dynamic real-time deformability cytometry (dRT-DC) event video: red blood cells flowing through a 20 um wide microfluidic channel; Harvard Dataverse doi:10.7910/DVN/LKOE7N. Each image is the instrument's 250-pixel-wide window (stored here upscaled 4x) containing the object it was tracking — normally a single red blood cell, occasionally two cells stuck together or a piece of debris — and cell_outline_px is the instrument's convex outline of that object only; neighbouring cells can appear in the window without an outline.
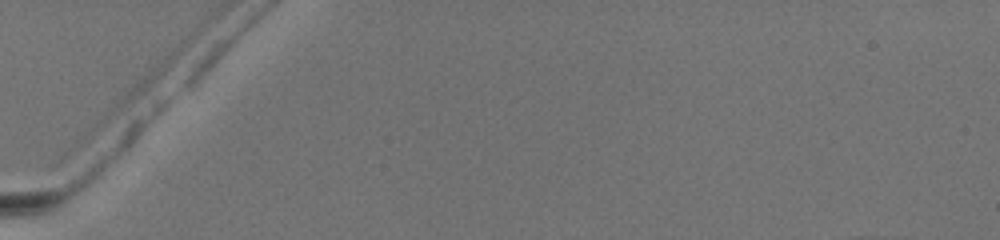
{"species": "common noctule bat (a hibernating species)", "species_latin": "Nyctalus noctula", "temperature_condition": "warm", "stored_images_in_passage": 2, "camera_frame_rate_fps": 3000, "um_per_image_px": 0.085, "animal": {"sex": "female", "body_mass_g": 19.5, "forearm_length_mm": 54.1}, "frame": {"image": 1, "passage_image": 1, "time_ms": 0.0, "image_size_px": [1000, 240], "cell_outline_px": [[144, 124], [136, 136], [84, 188], [72, 188], [72, 172], [132, 120], [140, 120]], "centroid_in_image_um": [8.92, 13.17], "position_along_channel_um": 76.1, "area_um2": 10.92}}